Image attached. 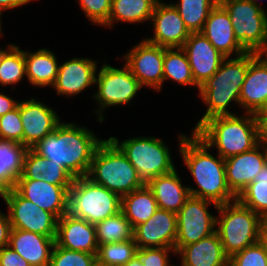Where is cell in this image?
Masks as SVG:
<instances>
[{"instance_id": "obj_1", "label": "cell", "mask_w": 267, "mask_h": 266, "mask_svg": "<svg viewBox=\"0 0 267 266\" xmlns=\"http://www.w3.org/2000/svg\"><path fill=\"white\" fill-rule=\"evenodd\" d=\"M179 153L196 181L197 188L188 186L190 195L212 201L217 205L237 200L227 185L225 159L208 152V145L193 131L190 136H179Z\"/></svg>"}, {"instance_id": "obj_2", "label": "cell", "mask_w": 267, "mask_h": 266, "mask_svg": "<svg viewBox=\"0 0 267 266\" xmlns=\"http://www.w3.org/2000/svg\"><path fill=\"white\" fill-rule=\"evenodd\" d=\"M103 140L85 126L61 121L53 133L44 137L32 149L66 168L75 178L85 177L94 152Z\"/></svg>"}, {"instance_id": "obj_3", "label": "cell", "mask_w": 267, "mask_h": 266, "mask_svg": "<svg viewBox=\"0 0 267 266\" xmlns=\"http://www.w3.org/2000/svg\"><path fill=\"white\" fill-rule=\"evenodd\" d=\"M246 116V117H245ZM221 115L204 121L194 133L223 159L252 150L259 144L256 114Z\"/></svg>"}, {"instance_id": "obj_4", "label": "cell", "mask_w": 267, "mask_h": 266, "mask_svg": "<svg viewBox=\"0 0 267 266\" xmlns=\"http://www.w3.org/2000/svg\"><path fill=\"white\" fill-rule=\"evenodd\" d=\"M258 53L247 52L241 56L226 57L219 70L199 88L202 101L208 106L193 132L207 119L214 116L233 115L227 107L231 102L240 106V91L250 62Z\"/></svg>"}, {"instance_id": "obj_5", "label": "cell", "mask_w": 267, "mask_h": 266, "mask_svg": "<svg viewBox=\"0 0 267 266\" xmlns=\"http://www.w3.org/2000/svg\"><path fill=\"white\" fill-rule=\"evenodd\" d=\"M86 177L121 197L144 185L135 167L110 138L96 148Z\"/></svg>"}, {"instance_id": "obj_6", "label": "cell", "mask_w": 267, "mask_h": 266, "mask_svg": "<svg viewBox=\"0 0 267 266\" xmlns=\"http://www.w3.org/2000/svg\"><path fill=\"white\" fill-rule=\"evenodd\" d=\"M216 210V232L229 258L260 241L263 218L259 214L238 200L219 205Z\"/></svg>"}, {"instance_id": "obj_7", "label": "cell", "mask_w": 267, "mask_h": 266, "mask_svg": "<svg viewBox=\"0 0 267 266\" xmlns=\"http://www.w3.org/2000/svg\"><path fill=\"white\" fill-rule=\"evenodd\" d=\"M121 211V196L89 178L77 177L68 191V213L96 225Z\"/></svg>"}, {"instance_id": "obj_8", "label": "cell", "mask_w": 267, "mask_h": 266, "mask_svg": "<svg viewBox=\"0 0 267 266\" xmlns=\"http://www.w3.org/2000/svg\"><path fill=\"white\" fill-rule=\"evenodd\" d=\"M110 139L126 155L135 167L139 179L148 184L159 175L175 169L168 146L158 137H133L119 143L115 137Z\"/></svg>"}, {"instance_id": "obj_9", "label": "cell", "mask_w": 267, "mask_h": 266, "mask_svg": "<svg viewBox=\"0 0 267 266\" xmlns=\"http://www.w3.org/2000/svg\"><path fill=\"white\" fill-rule=\"evenodd\" d=\"M234 35L247 52L263 54L267 50V12L250 0H223Z\"/></svg>"}, {"instance_id": "obj_10", "label": "cell", "mask_w": 267, "mask_h": 266, "mask_svg": "<svg viewBox=\"0 0 267 266\" xmlns=\"http://www.w3.org/2000/svg\"><path fill=\"white\" fill-rule=\"evenodd\" d=\"M99 70L95 80L98 91L93 95L99 108L94 113L98 114V121L103 122L105 108L130 104L142 86L125 64L120 69L107 63Z\"/></svg>"}, {"instance_id": "obj_11", "label": "cell", "mask_w": 267, "mask_h": 266, "mask_svg": "<svg viewBox=\"0 0 267 266\" xmlns=\"http://www.w3.org/2000/svg\"><path fill=\"white\" fill-rule=\"evenodd\" d=\"M211 204L216 209L219 207L212 201L190 195L184 206L177 212L176 253L183 246L198 242L216 232L217 217L208 211V206Z\"/></svg>"}, {"instance_id": "obj_12", "label": "cell", "mask_w": 267, "mask_h": 266, "mask_svg": "<svg viewBox=\"0 0 267 266\" xmlns=\"http://www.w3.org/2000/svg\"><path fill=\"white\" fill-rule=\"evenodd\" d=\"M8 207L11 229L26 230L50 238L56 237L58 219L21 196L14 188L0 194Z\"/></svg>"}, {"instance_id": "obj_13", "label": "cell", "mask_w": 267, "mask_h": 266, "mask_svg": "<svg viewBox=\"0 0 267 266\" xmlns=\"http://www.w3.org/2000/svg\"><path fill=\"white\" fill-rule=\"evenodd\" d=\"M125 65L140 85L160 91L163 83L164 47L151 44L145 39L123 55Z\"/></svg>"}, {"instance_id": "obj_14", "label": "cell", "mask_w": 267, "mask_h": 266, "mask_svg": "<svg viewBox=\"0 0 267 266\" xmlns=\"http://www.w3.org/2000/svg\"><path fill=\"white\" fill-rule=\"evenodd\" d=\"M133 239L137 248H173L177 238V213L158 208L144 223L137 225Z\"/></svg>"}, {"instance_id": "obj_15", "label": "cell", "mask_w": 267, "mask_h": 266, "mask_svg": "<svg viewBox=\"0 0 267 266\" xmlns=\"http://www.w3.org/2000/svg\"><path fill=\"white\" fill-rule=\"evenodd\" d=\"M154 35L145 40L165 48H182L190 35L172 3L157 2L151 16Z\"/></svg>"}, {"instance_id": "obj_16", "label": "cell", "mask_w": 267, "mask_h": 266, "mask_svg": "<svg viewBox=\"0 0 267 266\" xmlns=\"http://www.w3.org/2000/svg\"><path fill=\"white\" fill-rule=\"evenodd\" d=\"M20 117L23 126V145L27 148H32L53 133L60 123L56 111L35 98L20 102Z\"/></svg>"}, {"instance_id": "obj_17", "label": "cell", "mask_w": 267, "mask_h": 266, "mask_svg": "<svg viewBox=\"0 0 267 266\" xmlns=\"http://www.w3.org/2000/svg\"><path fill=\"white\" fill-rule=\"evenodd\" d=\"M71 186L53 185L43 180L17 179L14 189L39 208L57 219L68 213V191Z\"/></svg>"}, {"instance_id": "obj_18", "label": "cell", "mask_w": 267, "mask_h": 266, "mask_svg": "<svg viewBox=\"0 0 267 266\" xmlns=\"http://www.w3.org/2000/svg\"><path fill=\"white\" fill-rule=\"evenodd\" d=\"M182 49L186 52L195 83L200 87L210 79L226 58L201 33H190Z\"/></svg>"}, {"instance_id": "obj_19", "label": "cell", "mask_w": 267, "mask_h": 266, "mask_svg": "<svg viewBox=\"0 0 267 266\" xmlns=\"http://www.w3.org/2000/svg\"><path fill=\"white\" fill-rule=\"evenodd\" d=\"M266 162L267 150L261 144L225 159L226 181L231 192L238 197L255 180Z\"/></svg>"}, {"instance_id": "obj_20", "label": "cell", "mask_w": 267, "mask_h": 266, "mask_svg": "<svg viewBox=\"0 0 267 266\" xmlns=\"http://www.w3.org/2000/svg\"><path fill=\"white\" fill-rule=\"evenodd\" d=\"M55 244L69 250L97 254L96 227L66 213L57 221Z\"/></svg>"}, {"instance_id": "obj_21", "label": "cell", "mask_w": 267, "mask_h": 266, "mask_svg": "<svg viewBox=\"0 0 267 266\" xmlns=\"http://www.w3.org/2000/svg\"><path fill=\"white\" fill-rule=\"evenodd\" d=\"M201 33L225 57L241 56L247 51L234 35V29L227 10L217 3L209 13Z\"/></svg>"}, {"instance_id": "obj_22", "label": "cell", "mask_w": 267, "mask_h": 266, "mask_svg": "<svg viewBox=\"0 0 267 266\" xmlns=\"http://www.w3.org/2000/svg\"><path fill=\"white\" fill-rule=\"evenodd\" d=\"M97 63L90 58H72L59 64L52 86L59 95L75 96L95 84Z\"/></svg>"}, {"instance_id": "obj_23", "label": "cell", "mask_w": 267, "mask_h": 266, "mask_svg": "<svg viewBox=\"0 0 267 266\" xmlns=\"http://www.w3.org/2000/svg\"><path fill=\"white\" fill-rule=\"evenodd\" d=\"M239 101L246 113L258 114L267 110V58L263 54L250 62Z\"/></svg>"}, {"instance_id": "obj_24", "label": "cell", "mask_w": 267, "mask_h": 266, "mask_svg": "<svg viewBox=\"0 0 267 266\" xmlns=\"http://www.w3.org/2000/svg\"><path fill=\"white\" fill-rule=\"evenodd\" d=\"M55 238L26 230L11 229L9 246L30 266H49Z\"/></svg>"}, {"instance_id": "obj_25", "label": "cell", "mask_w": 267, "mask_h": 266, "mask_svg": "<svg viewBox=\"0 0 267 266\" xmlns=\"http://www.w3.org/2000/svg\"><path fill=\"white\" fill-rule=\"evenodd\" d=\"M176 254L181 256V266H229V257L217 232L183 246Z\"/></svg>"}, {"instance_id": "obj_26", "label": "cell", "mask_w": 267, "mask_h": 266, "mask_svg": "<svg viewBox=\"0 0 267 266\" xmlns=\"http://www.w3.org/2000/svg\"><path fill=\"white\" fill-rule=\"evenodd\" d=\"M18 179L43 180L53 185L72 186L75 177L66 168L28 148L23 160L22 174Z\"/></svg>"}, {"instance_id": "obj_27", "label": "cell", "mask_w": 267, "mask_h": 266, "mask_svg": "<svg viewBox=\"0 0 267 266\" xmlns=\"http://www.w3.org/2000/svg\"><path fill=\"white\" fill-rule=\"evenodd\" d=\"M147 186L152 190L160 209L177 213L190 197L187 186H183L176 169L152 179Z\"/></svg>"}, {"instance_id": "obj_28", "label": "cell", "mask_w": 267, "mask_h": 266, "mask_svg": "<svg viewBox=\"0 0 267 266\" xmlns=\"http://www.w3.org/2000/svg\"><path fill=\"white\" fill-rule=\"evenodd\" d=\"M26 78L37 87L53 86L58 74L56 55L46 48L36 52L24 51Z\"/></svg>"}, {"instance_id": "obj_29", "label": "cell", "mask_w": 267, "mask_h": 266, "mask_svg": "<svg viewBox=\"0 0 267 266\" xmlns=\"http://www.w3.org/2000/svg\"><path fill=\"white\" fill-rule=\"evenodd\" d=\"M27 149L21 143L0 139V194L14 188L22 174Z\"/></svg>"}, {"instance_id": "obj_30", "label": "cell", "mask_w": 267, "mask_h": 266, "mask_svg": "<svg viewBox=\"0 0 267 266\" xmlns=\"http://www.w3.org/2000/svg\"><path fill=\"white\" fill-rule=\"evenodd\" d=\"M158 208L154 194L146 184L121 197V212L133 229L147 221Z\"/></svg>"}, {"instance_id": "obj_31", "label": "cell", "mask_w": 267, "mask_h": 266, "mask_svg": "<svg viewBox=\"0 0 267 266\" xmlns=\"http://www.w3.org/2000/svg\"><path fill=\"white\" fill-rule=\"evenodd\" d=\"M159 0H112L111 13L105 27H112L116 21L141 23L150 21Z\"/></svg>"}, {"instance_id": "obj_32", "label": "cell", "mask_w": 267, "mask_h": 266, "mask_svg": "<svg viewBox=\"0 0 267 266\" xmlns=\"http://www.w3.org/2000/svg\"><path fill=\"white\" fill-rule=\"evenodd\" d=\"M172 80L182 86H199L195 83L186 52L182 48H165L163 60V82Z\"/></svg>"}, {"instance_id": "obj_33", "label": "cell", "mask_w": 267, "mask_h": 266, "mask_svg": "<svg viewBox=\"0 0 267 266\" xmlns=\"http://www.w3.org/2000/svg\"><path fill=\"white\" fill-rule=\"evenodd\" d=\"M216 0H180L172 5L177 9L185 27L190 33L203 30L204 24L212 8L217 4Z\"/></svg>"}, {"instance_id": "obj_34", "label": "cell", "mask_w": 267, "mask_h": 266, "mask_svg": "<svg viewBox=\"0 0 267 266\" xmlns=\"http://www.w3.org/2000/svg\"><path fill=\"white\" fill-rule=\"evenodd\" d=\"M26 76L24 50L15 44L0 49V84H17Z\"/></svg>"}, {"instance_id": "obj_35", "label": "cell", "mask_w": 267, "mask_h": 266, "mask_svg": "<svg viewBox=\"0 0 267 266\" xmlns=\"http://www.w3.org/2000/svg\"><path fill=\"white\" fill-rule=\"evenodd\" d=\"M237 200L245 207L250 208L267 219V162L260 172L237 197Z\"/></svg>"}, {"instance_id": "obj_36", "label": "cell", "mask_w": 267, "mask_h": 266, "mask_svg": "<svg viewBox=\"0 0 267 266\" xmlns=\"http://www.w3.org/2000/svg\"><path fill=\"white\" fill-rule=\"evenodd\" d=\"M98 246L133 239V227L120 211L95 225Z\"/></svg>"}, {"instance_id": "obj_37", "label": "cell", "mask_w": 267, "mask_h": 266, "mask_svg": "<svg viewBox=\"0 0 267 266\" xmlns=\"http://www.w3.org/2000/svg\"><path fill=\"white\" fill-rule=\"evenodd\" d=\"M134 239L98 246L97 266H125L137 255Z\"/></svg>"}, {"instance_id": "obj_38", "label": "cell", "mask_w": 267, "mask_h": 266, "mask_svg": "<svg viewBox=\"0 0 267 266\" xmlns=\"http://www.w3.org/2000/svg\"><path fill=\"white\" fill-rule=\"evenodd\" d=\"M49 266H97V254L53 247Z\"/></svg>"}, {"instance_id": "obj_39", "label": "cell", "mask_w": 267, "mask_h": 266, "mask_svg": "<svg viewBox=\"0 0 267 266\" xmlns=\"http://www.w3.org/2000/svg\"><path fill=\"white\" fill-rule=\"evenodd\" d=\"M229 266H267V249L259 241L229 258Z\"/></svg>"}, {"instance_id": "obj_40", "label": "cell", "mask_w": 267, "mask_h": 266, "mask_svg": "<svg viewBox=\"0 0 267 266\" xmlns=\"http://www.w3.org/2000/svg\"><path fill=\"white\" fill-rule=\"evenodd\" d=\"M0 139L11 140L23 144V126L18 106L0 116Z\"/></svg>"}, {"instance_id": "obj_41", "label": "cell", "mask_w": 267, "mask_h": 266, "mask_svg": "<svg viewBox=\"0 0 267 266\" xmlns=\"http://www.w3.org/2000/svg\"><path fill=\"white\" fill-rule=\"evenodd\" d=\"M84 15L93 24L104 26L111 13L112 0H77Z\"/></svg>"}, {"instance_id": "obj_42", "label": "cell", "mask_w": 267, "mask_h": 266, "mask_svg": "<svg viewBox=\"0 0 267 266\" xmlns=\"http://www.w3.org/2000/svg\"><path fill=\"white\" fill-rule=\"evenodd\" d=\"M172 252L176 254L173 248H140L137 250V255L139 256L143 266H176L172 265L169 261V254ZM170 263V264H169Z\"/></svg>"}, {"instance_id": "obj_43", "label": "cell", "mask_w": 267, "mask_h": 266, "mask_svg": "<svg viewBox=\"0 0 267 266\" xmlns=\"http://www.w3.org/2000/svg\"><path fill=\"white\" fill-rule=\"evenodd\" d=\"M0 266H30L14 249L9 245L0 249Z\"/></svg>"}, {"instance_id": "obj_44", "label": "cell", "mask_w": 267, "mask_h": 266, "mask_svg": "<svg viewBox=\"0 0 267 266\" xmlns=\"http://www.w3.org/2000/svg\"><path fill=\"white\" fill-rule=\"evenodd\" d=\"M10 231L11 224L9 221V216L8 214L4 215V213L0 211V249L9 245Z\"/></svg>"}, {"instance_id": "obj_45", "label": "cell", "mask_w": 267, "mask_h": 266, "mask_svg": "<svg viewBox=\"0 0 267 266\" xmlns=\"http://www.w3.org/2000/svg\"><path fill=\"white\" fill-rule=\"evenodd\" d=\"M258 121L259 144L267 150V110L256 114Z\"/></svg>"}, {"instance_id": "obj_46", "label": "cell", "mask_w": 267, "mask_h": 266, "mask_svg": "<svg viewBox=\"0 0 267 266\" xmlns=\"http://www.w3.org/2000/svg\"><path fill=\"white\" fill-rule=\"evenodd\" d=\"M18 101L0 92V116L10 112L18 106Z\"/></svg>"}, {"instance_id": "obj_47", "label": "cell", "mask_w": 267, "mask_h": 266, "mask_svg": "<svg viewBox=\"0 0 267 266\" xmlns=\"http://www.w3.org/2000/svg\"><path fill=\"white\" fill-rule=\"evenodd\" d=\"M33 0H0V12L26 5Z\"/></svg>"}, {"instance_id": "obj_48", "label": "cell", "mask_w": 267, "mask_h": 266, "mask_svg": "<svg viewBox=\"0 0 267 266\" xmlns=\"http://www.w3.org/2000/svg\"><path fill=\"white\" fill-rule=\"evenodd\" d=\"M260 241L267 249V219H263L261 223Z\"/></svg>"}, {"instance_id": "obj_49", "label": "cell", "mask_w": 267, "mask_h": 266, "mask_svg": "<svg viewBox=\"0 0 267 266\" xmlns=\"http://www.w3.org/2000/svg\"><path fill=\"white\" fill-rule=\"evenodd\" d=\"M125 266H143V263L141 262L138 255H136L128 264Z\"/></svg>"}, {"instance_id": "obj_50", "label": "cell", "mask_w": 267, "mask_h": 266, "mask_svg": "<svg viewBox=\"0 0 267 266\" xmlns=\"http://www.w3.org/2000/svg\"><path fill=\"white\" fill-rule=\"evenodd\" d=\"M1 14H2V12H0V36L3 35V34H2V28H1V27H2V26H1V24H2V23H1V21H2V20H1V16H2Z\"/></svg>"}, {"instance_id": "obj_51", "label": "cell", "mask_w": 267, "mask_h": 266, "mask_svg": "<svg viewBox=\"0 0 267 266\" xmlns=\"http://www.w3.org/2000/svg\"><path fill=\"white\" fill-rule=\"evenodd\" d=\"M250 1L253 2L254 4L258 5V0H250Z\"/></svg>"}, {"instance_id": "obj_52", "label": "cell", "mask_w": 267, "mask_h": 266, "mask_svg": "<svg viewBox=\"0 0 267 266\" xmlns=\"http://www.w3.org/2000/svg\"><path fill=\"white\" fill-rule=\"evenodd\" d=\"M263 55L267 58V50L263 53Z\"/></svg>"}]
</instances>
